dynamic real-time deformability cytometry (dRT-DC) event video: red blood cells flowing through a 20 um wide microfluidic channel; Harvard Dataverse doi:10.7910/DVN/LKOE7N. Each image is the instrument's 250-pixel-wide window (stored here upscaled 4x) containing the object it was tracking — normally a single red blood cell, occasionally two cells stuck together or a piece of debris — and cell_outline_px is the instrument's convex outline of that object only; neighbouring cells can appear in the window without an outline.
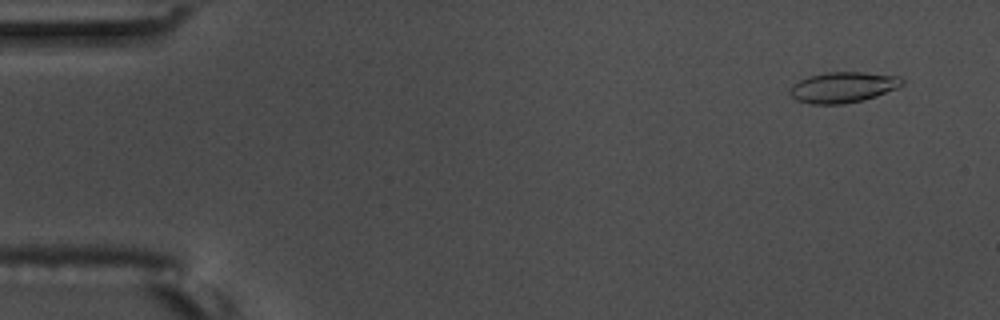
{"species": "common noctule bat (a hibernating species)", "species_latin": "Nyctalus noctula", "temperature_condition": "warm", "stored_images_in_passage": 2, "camera_frame_rate_fps": 3000, "um_per_image_px": 0.085, "animal": {"sex": "male", "body_mass_g": 17.5, "forearm_length_mm": 52.3}, "frame": {"image": 1, "passage_image": 1, "time_ms": 0.0, "image_size_px": [1000, 320], "cell_outline_px": [[904, 84], [896, 88], [876, 96], [864, 100], [844, 104], [808, 104], [796, 100], [788, 92], [788, 88], [792, 84], [808, 76], [824, 72], [864, 72], [900, 76], [904, 80]], "centroid_in_image_um": [71.63, 7.42], "position_along_channel_um": 13.4, "area_um2": 20.35}}